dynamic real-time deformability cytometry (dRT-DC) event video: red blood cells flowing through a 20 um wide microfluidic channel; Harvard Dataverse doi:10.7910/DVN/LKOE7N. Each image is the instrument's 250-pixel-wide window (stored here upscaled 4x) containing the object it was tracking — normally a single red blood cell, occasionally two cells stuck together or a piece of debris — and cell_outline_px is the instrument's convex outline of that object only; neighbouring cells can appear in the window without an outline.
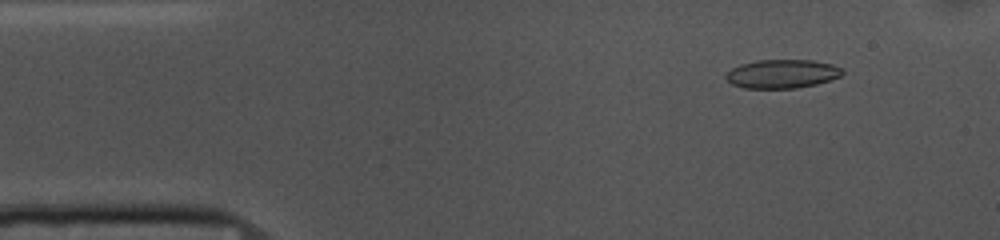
{"species": "common noctule bat (a hibernating species)", "species_latin": "Nyctalus noctula", "temperature_condition": "cold", "stored_images_in_passage": 53, "camera_frame_rate_fps": 3000, "um_per_image_px": 0.085, "animal": {"sex": "female", "body_mass_g": 10.0, "forearm_length_mm": 53.1}, "frame": {"image": 1, "passage_image": 5, "time_ms": 1.333, "image_size_px": [1000, 240], "cell_outline_px": [[844, 72], [840, 76], [816, 84], [796, 88], [744, 88], [732, 84], [724, 76], [732, 68], [740, 64], [756, 60], [812, 60], [832, 64], [844, 68]], "centroid_in_image_um": [66.48, 6.27], "position_along_channel_um": 18.5, "area_um2": 19.48}}
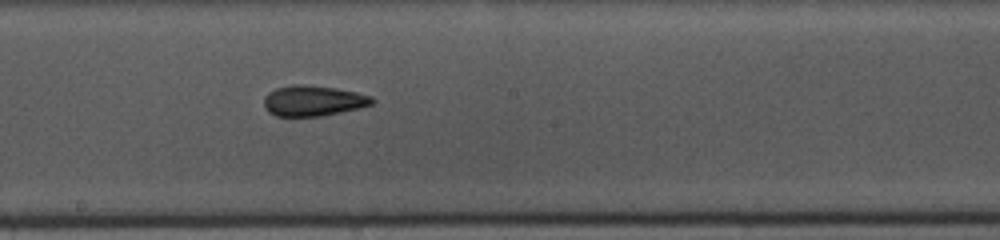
{"frame": {"image": 2, "passage_image": 27, "time_ms": 8.667, "image_size_px": [1000, 240], "cell_outline_px": [[376, 100], [372, 104], [360, 108], [320, 116], [276, 116], [268, 112], [264, 108], [264, 96], [268, 92], [276, 88], [292, 84], [304, 84], [336, 88], [356, 92], [372, 96]], "centroid_in_image_um": [26.61, 8.56], "position_along_channel_um": 221.6, "area_um2": 19.42}}
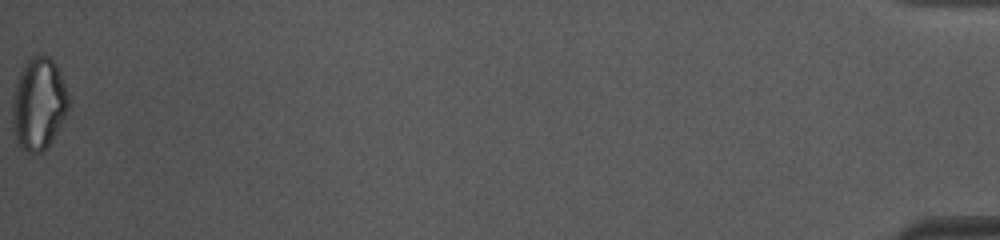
{"frame": {"image": 3, "passage_image": 53, "time_ms": 17.333, "image_size_px": [1000, 240], "cell_outline_px": [[68, 112], [48, 148], [40, 152], [28, 152], [20, 148], [16, 140], [12, 124], [12, 96], [16, 80], [24, 64], [32, 56], [48, 56], [56, 64], [68, 92]], "centroid_in_image_um": [3.27, 8.85], "position_along_channel_um": 431.9, "area_um2": 30.4}, "authors_computed_cell_mechanics": {"area_um2": 19.5942, "velocity_mm_per_s": 3.6784, "shape_relaxation_time_tau1_ms": 9.6957, "shape_relaxation_time_tau2_ms": 2.8595, "deformation_change_tau1": 0.177, "deformation_change_tau2": 0.0924}}